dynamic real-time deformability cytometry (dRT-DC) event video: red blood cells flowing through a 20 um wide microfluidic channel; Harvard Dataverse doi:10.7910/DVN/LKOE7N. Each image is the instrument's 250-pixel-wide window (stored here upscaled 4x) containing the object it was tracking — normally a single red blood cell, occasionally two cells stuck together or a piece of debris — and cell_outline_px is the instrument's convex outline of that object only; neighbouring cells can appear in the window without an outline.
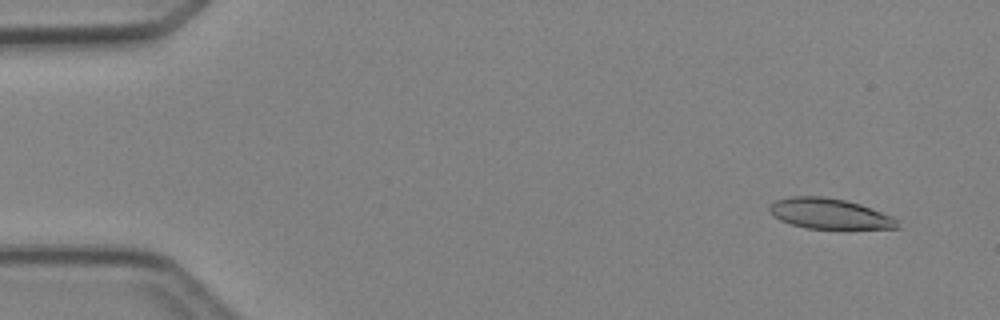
{"species": "Egyptian fruit bat (a non-hibernating species)", "species_latin": "Rousettus aegyptiacus", "temperature_condition": "cold", "stored_images_in_passage": 4, "camera_frame_rate_fps": 3000, "um_per_image_px": 0.085, "animal": {"sex": "female"}, "frame": {"image": 1, "passage_image": 1, "time_ms": 0.0, "image_size_px": [1000, 320], "cell_outline_px": [[900, 228], [844, 232], [804, 228], [780, 220], [772, 216], [768, 208], [776, 200], [792, 196], [824, 196], [844, 200], [860, 204], [892, 216], [896, 220]], "centroid_in_image_um": [70.57, 18.23], "position_along_channel_um": 14.4, "area_um2": 23.81}}